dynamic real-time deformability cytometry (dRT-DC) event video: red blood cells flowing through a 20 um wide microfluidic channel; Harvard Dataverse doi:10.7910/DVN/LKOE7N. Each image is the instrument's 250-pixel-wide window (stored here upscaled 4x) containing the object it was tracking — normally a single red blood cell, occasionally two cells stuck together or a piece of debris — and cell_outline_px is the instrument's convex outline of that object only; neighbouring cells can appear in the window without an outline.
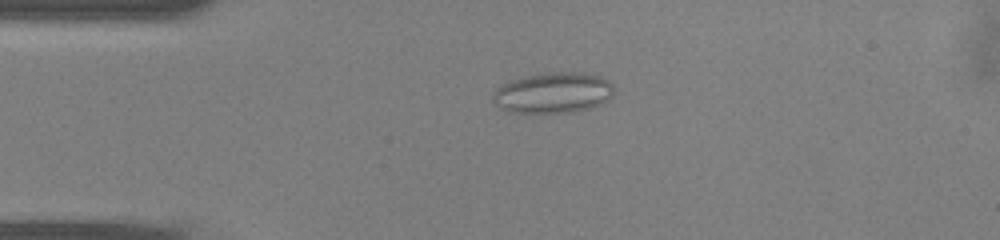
{"species": "common noctule bat (a hibernating species)", "species_latin": "Nyctalus noctula", "temperature_condition": "warm", "stored_images_in_passage": 14, "camera_frame_rate_fps": 3000, "um_per_image_px": 0.085, "animal": {"sex": "male", "body_mass_g": 13.0, "forearm_length_mm": 53.1}, "frame": {"image": 1, "passage_image": 10, "time_ms": 3.0, "image_size_px": [1000, 240], "cell_outline_px": [[612, 96], [608, 100], [600, 104], [588, 108], [572, 112], [508, 112], [500, 108], [492, 100], [492, 92], [496, 88], [508, 80], [524, 76], [548, 72], [584, 72], [600, 76], [608, 80], [612, 84]], "centroid_in_image_um": [46.98, 7.87], "position_along_channel_um": 38.0, "area_um2": 28.9}}